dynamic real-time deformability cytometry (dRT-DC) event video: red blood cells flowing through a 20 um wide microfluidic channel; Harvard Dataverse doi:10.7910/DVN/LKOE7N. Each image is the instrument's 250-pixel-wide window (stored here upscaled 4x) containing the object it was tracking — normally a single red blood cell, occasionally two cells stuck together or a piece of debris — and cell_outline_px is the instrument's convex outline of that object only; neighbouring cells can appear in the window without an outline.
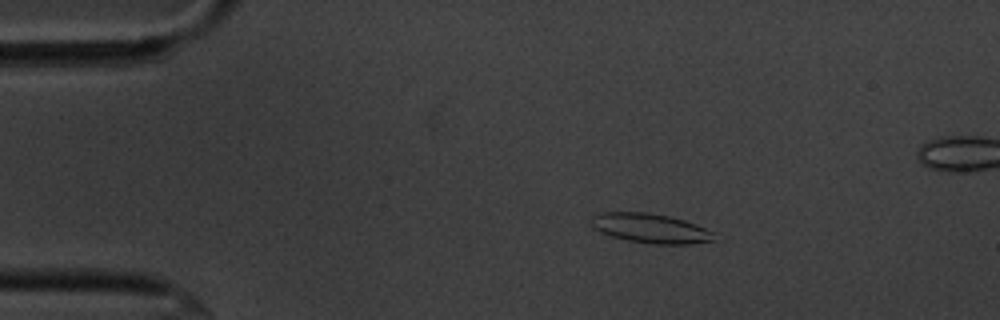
{"species": "common noctule bat (a hibernating species)", "species_latin": "Nyctalus noctula", "temperature_condition": "cold", "stored_images_in_passage": 47, "segment_of_instrument_passage": [1, 2], "camera_frame_rate_fps": 3000, "um_per_image_px": 0.085, "animal": {"sex": "male", "body_mass_g": 20.1, "forearm_length_mm": 53.5}, "frame": {"image": 1, "passage_image": 1, "time_ms": 0.0, "image_size_px": [1000, 320], "cell_outline_px": [[724, 240], [692, 244], [652, 244], [628, 240], [612, 236], [600, 232], [592, 228], [588, 220], [592, 216], [600, 212], [648, 212], [668, 216], [684, 220], [696, 224], [716, 232], [724, 236]], "centroid_in_image_um": [55.41, 19.42], "position_along_channel_um": 29.6, "area_um2": 21.96}}
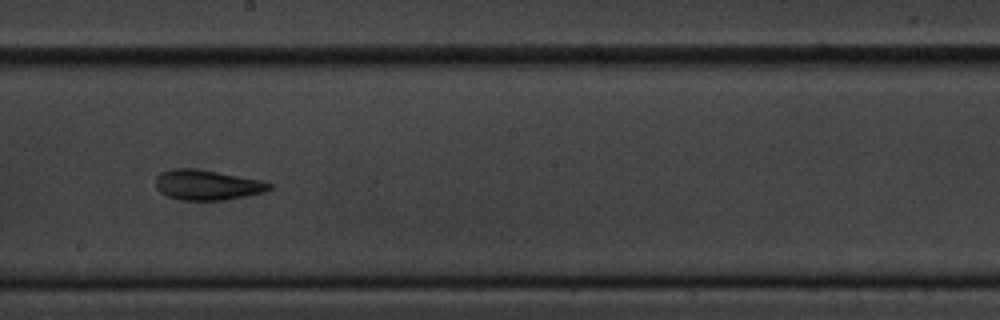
{"frame": {"image": 2, "passage_image": 22, "time_ms": 7.0, "image_size_px": [1000, 320], "cell_outline_px": [[272, 188], [264, 192], [224, 200], [180, 200], [168, 196], [160, 192], [156, 188], [156, 176], [160, 172], [172, 168], [192, 168], [216, 172], [260, 180], [272, 184]], "centroid_in_image_um": [17.56, 15.72], "position_along_channel_um": 230.6, "area_um2": 19.83}}
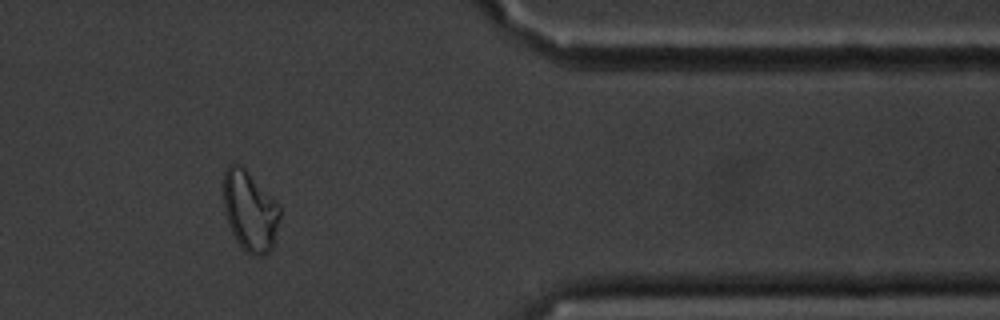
{"frame": {"image": 3, "passage_image": 37, "time_ms": 12.0, "image_size_px": [1000, 320], "cell_outline_px": [[280, 216], [272, 248], [268, 252], [260, 256], [252, 256], [236, 240], [228, 224], [224, 212], [224, 172], [228, 164], [240, 164], [276, 200], [280, 208]], "centroid_in_image_um": [21.24, 17.93], "position_along_channel_um": 390.2, "area_um2": 26.18}}